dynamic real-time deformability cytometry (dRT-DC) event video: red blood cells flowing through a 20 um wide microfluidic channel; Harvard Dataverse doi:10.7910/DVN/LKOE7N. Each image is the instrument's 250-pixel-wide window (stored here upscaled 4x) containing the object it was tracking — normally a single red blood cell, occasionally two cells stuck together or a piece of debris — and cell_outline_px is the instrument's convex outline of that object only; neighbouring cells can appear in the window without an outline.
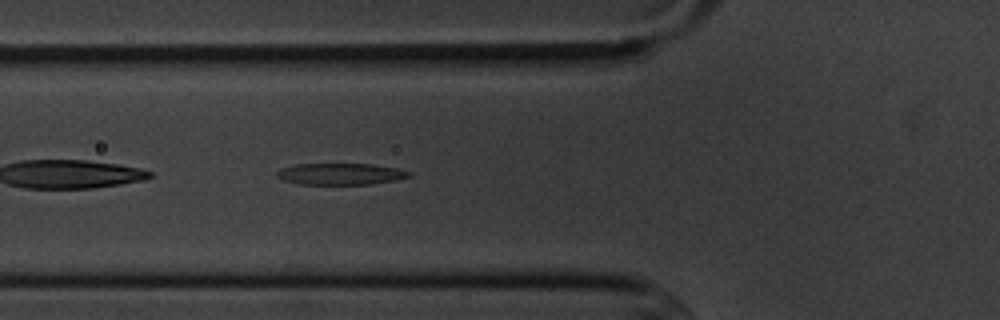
{"species": "common noctule bat (a hibernating species)", "species_latin": "Nyctalus noctula", "temperature_condition": "cold", "stored_images_in_passage": 6, "camera_frame_rate_fps": 3000, "um_per_image_px": 0.085, "animal": {"sex": "male", "body_mass_g": 20.1, "forearm_length_mm": 53.5}, "frame": {"image": 1, "passage_image": 6, "time_ms": 5.667, "image_size_px": [1000, 320], "cell_outline_px": [[412, 176], [396, 180], [372, 184], [296, 184], [284, 180], [276, 176], [276, 172], [280, 168], [296, 164], [372, 164], [396, 168], [412, 172]], "centroid_in_image_um": [28.94, 14.79], "position_along_channel_um": 96.9, "area_um2": 16.65}}